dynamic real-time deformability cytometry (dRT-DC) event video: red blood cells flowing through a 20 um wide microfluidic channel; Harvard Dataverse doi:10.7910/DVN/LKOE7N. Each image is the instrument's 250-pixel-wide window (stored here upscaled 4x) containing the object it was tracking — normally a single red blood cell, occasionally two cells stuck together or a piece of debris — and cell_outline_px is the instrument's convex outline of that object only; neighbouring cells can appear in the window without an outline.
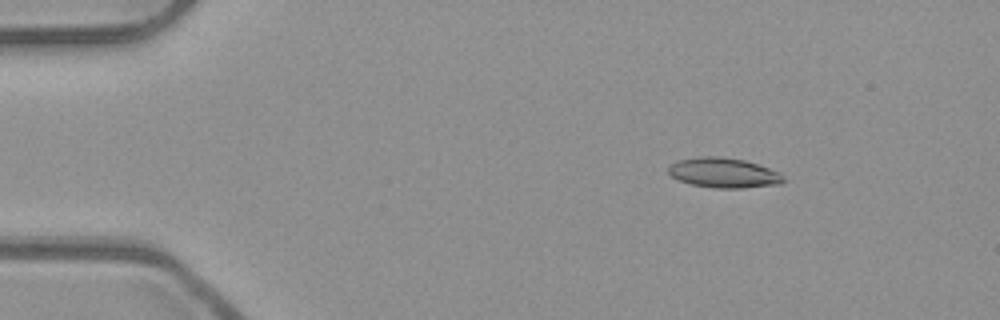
{"species": "common noctule bat (a hibernating species)", "species_latin": "Nyctalus noctula", "temperature_condition": "room temperature", "stored_images_in_passage": 46, "camera_frame_rate_fps": 3000, "um_per_image_px": 0.085, "animal": {"sex": "male", "body_mass_g": 23.1, "forearm_length_mm": 52.7}, "frame": {"image": 1, "passage_image": 1, "time_ms": 0.0, "image_size_px": [1000, 320], "cell_outline_px": [[788, 180], [780, 184], [744, 188], [716, 188], [692, 184], [680, 180], [672, 176], [668, 172], [668, 168], [676, 160], [700, 156], [720, 156], [744, 160], [780, 172]], "centroid_in_image_um": [61.55, 14.69], "position_along_channel_um": 23.5, "area_um2": 20.11}}
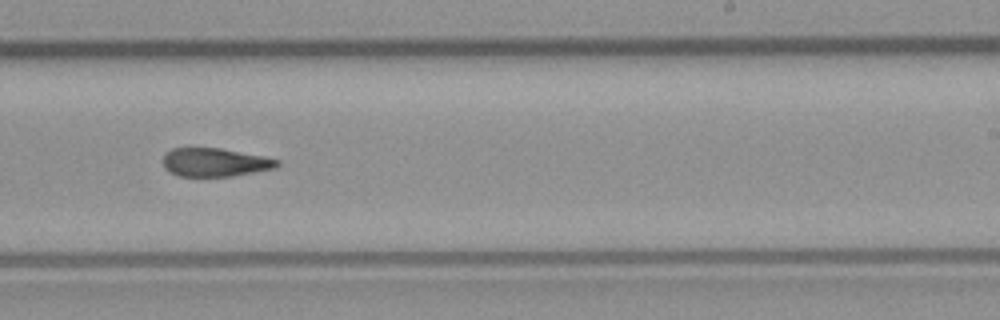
{"frame": {"image": 2, "passage_image": 26, "time_ms": 8.333, "image_size_px": [1000, 320], "cell_outline_px": [[280, 164], [276, 168], [232, 176], [180, 176], [164, 168], [164, 152], [172, 148], [220, 148], [264, 156], [280, 160]], "centroid_in_image_um": [18.29, 13.79], "position_along_channel_um": 270.7, "area_um2": 18.9}}
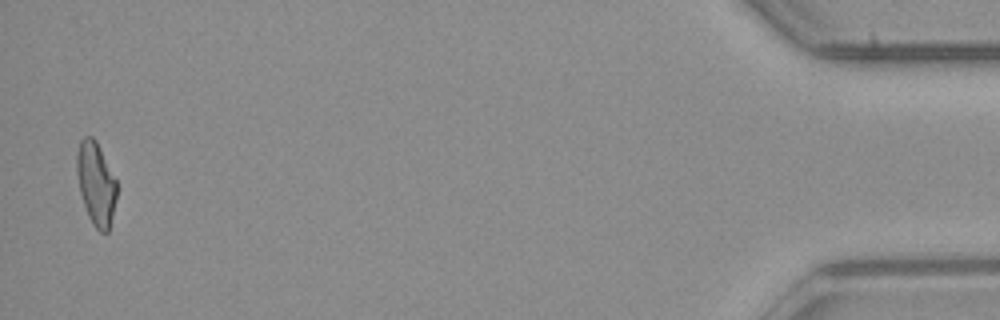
{"frame": {"image": 3, "passage_image": 45, "time_ms": 14.667, "image_size_px": [1000, 320], "cell_outline_px": [[116, 196], [108, 232], [100, 232], [92, 224], [88, 216], [80, 192], [76, 172], [76, 152], [80, 140], [84, 136], [92, 136], [96, 140], [116, 180]], "centroid_in_image_um": [8.13, 15.57], "position_along_channel_um": 427.1, "area_um2": 19.19}, "authors_computed_cell_mechanics": {"area_um2": 19.8254, "velocity_mm_per_s": 3.9474, "shape_relaxation_time_tau1_ms": 7.3938, "shape_relaxation_time_tau2_ms": 4.064, "deformation_change_tau1": 0.2108, "deformation_change_tau2": 0.1389}}